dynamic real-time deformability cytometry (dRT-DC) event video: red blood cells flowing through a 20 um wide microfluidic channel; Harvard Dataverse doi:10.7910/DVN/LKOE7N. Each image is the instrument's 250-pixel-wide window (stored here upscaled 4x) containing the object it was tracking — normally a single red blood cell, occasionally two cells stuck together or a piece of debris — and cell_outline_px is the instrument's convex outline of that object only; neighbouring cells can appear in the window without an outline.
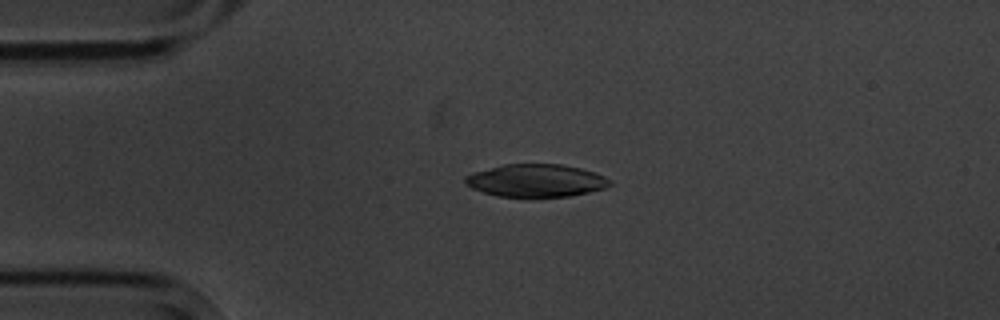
{"species": "common noctule bat (a hibernating species)", "species_latin": "Nyctalus noctula", "temperature_condition": "cold", "stored_images_in_passage": 3, "camera_frame_rate_fps": 3000, "um_per_image_px": 0.085, "animal": {"sex": "male", "body_mass_g": 20.1, "forearm_length_mm": 53.5}, "frame": {"image": 1, "passage_image": 2, "time_ms": 1.333, "image_size_px": [1000, 320], "cell_outline_px": [[612, 184], [604, 188], [588, 192], [568, 196], [496, 196], [472, 188], [464, 184], [464, 176], [472, 172], [504, 164], [560, 164], [580, 168], [604, 176], [612, 180]], "centroid_in_image_um": [45.53, 15.33], "position_along_channel_um": 39.5, "area_um2": 27.4}}